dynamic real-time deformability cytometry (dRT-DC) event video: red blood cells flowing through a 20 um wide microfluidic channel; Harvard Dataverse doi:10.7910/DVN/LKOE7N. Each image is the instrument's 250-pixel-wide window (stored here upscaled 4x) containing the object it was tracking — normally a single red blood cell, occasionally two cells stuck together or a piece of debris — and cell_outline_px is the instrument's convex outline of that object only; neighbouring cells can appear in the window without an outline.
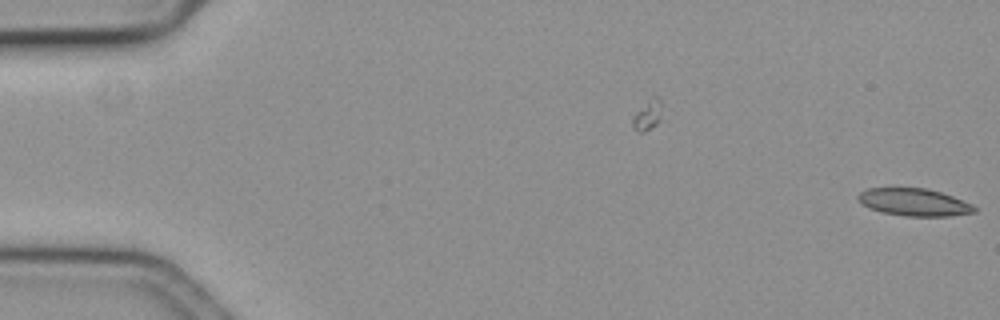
{"species": "common noctule bat (a hibernating species)", "species_latin": "Nyctalus noctula", "temperature_condition": "cold", "stored_images_in_passage": 8, "camera_frame_rate_fps": 3000, "um_per_image_px": 0.085, "animal": {"sex": "female", "body_mass_g": 19.3, "forearm_length_mm": 54.1}, "frame": {"image": 1, "passage_image": 8, "time_ms": 2.333, "image_size_px": [1000, 320], "cell_outline_px": [[976, 212], [948, 216], [904, 216], [880, 212], [868, 208], [860, 204], [856, 196], [860, 192], [868, 188], [924, 188], [940, 192], [952, 196], [972, 204], [976, 208]], "centroid_in_image_um": [77.64, 17.19], "position_along_channel_um": 7.4, "area_um2": 18.67}}